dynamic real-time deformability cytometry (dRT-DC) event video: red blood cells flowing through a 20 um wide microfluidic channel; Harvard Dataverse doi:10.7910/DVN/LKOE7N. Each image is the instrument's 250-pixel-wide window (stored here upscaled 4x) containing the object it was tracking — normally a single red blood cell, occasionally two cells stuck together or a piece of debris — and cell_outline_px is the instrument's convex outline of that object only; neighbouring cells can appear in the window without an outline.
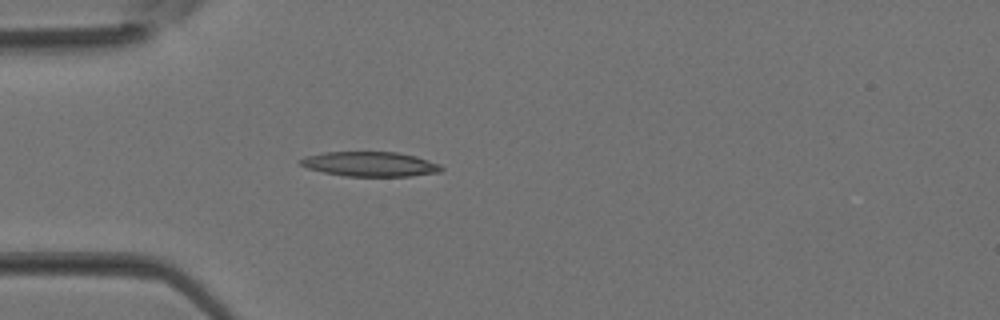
{"species": "Egyptian fruit bat (a non-hibernating species)", "species_latin": "Rousettus aegyptiacus", "temperature_condition": "room temperature", "stored_images_in_passage": 29, "camera_frame_rate_fps": 3000, "um_per_image_px": 0.085, "animal": {"sex": "female"}, "frame": {"image": 1, "passage_image": 4, "time_ms": 1.0, "image_size_px": [1000, 320], "cell_outline_px": [[444, 168], [440, 172], [408, 176], [344, 176], [324, 172], [308, 168], [300, 164], [300, 160], [304, 156], [324, 152], [396, 152], [416, 156], [440, 164]], "centroid_in_image_um": [31.46, 13.94], "position_along_channel_um": 53.5, "area_um2": 20.23}}
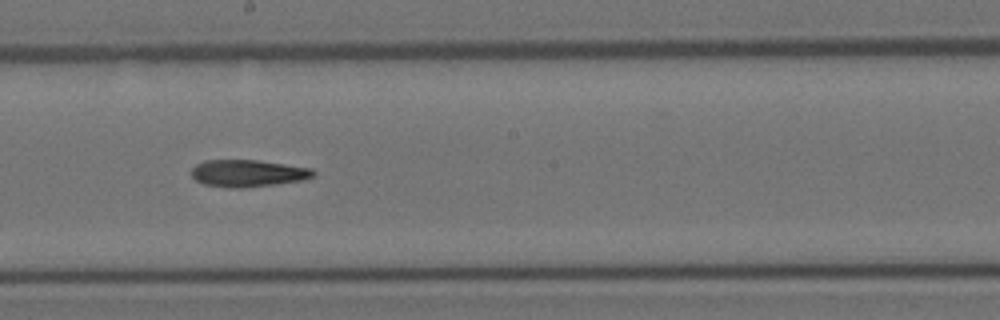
{"frame": {"image": 2, "passage_image": 14, "time_ms": 4.333, "image_size_px": [1000, 320], "cell_outline_px": [[316, 176], [300, 180], [272, 184], [240, 188], [228, 188], [204, 184], [196, 180], [192, 176], [192, 168], [196, 164], [204, 160], [256, 160], [312, 168], [316, 172]], "centroid_in_image_um": [21.05, 14.72], "position_along_channel_um": 227.1, "area_um2": 19.07}}
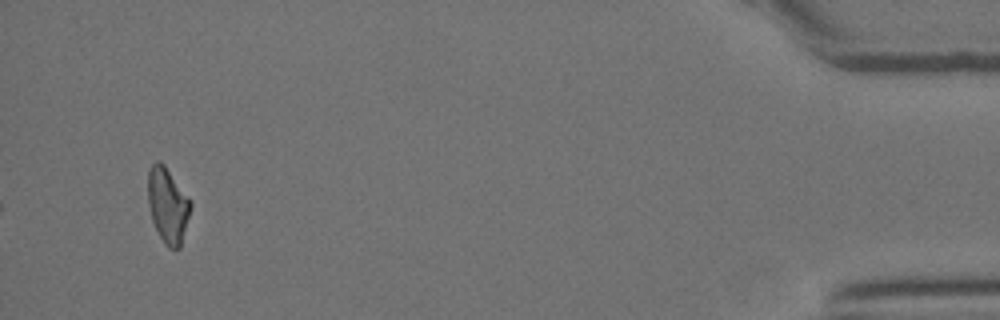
{"frame": {"image": 3, "passage_image": 29, "time_ms": 9.333, "image_size_px": [1000, 320], "cell_outline_px": [[192, 204], [180, 248], [168, 248], [164, 244], [152, 220], [148, 204], [148, 168], [156, 160], [160, 160], [164, 164], [192, 200]], "centroid_in_image_um": [14.26, 17.41], "position_along_channel_um": 420.9, "area_um2": 18.84}}